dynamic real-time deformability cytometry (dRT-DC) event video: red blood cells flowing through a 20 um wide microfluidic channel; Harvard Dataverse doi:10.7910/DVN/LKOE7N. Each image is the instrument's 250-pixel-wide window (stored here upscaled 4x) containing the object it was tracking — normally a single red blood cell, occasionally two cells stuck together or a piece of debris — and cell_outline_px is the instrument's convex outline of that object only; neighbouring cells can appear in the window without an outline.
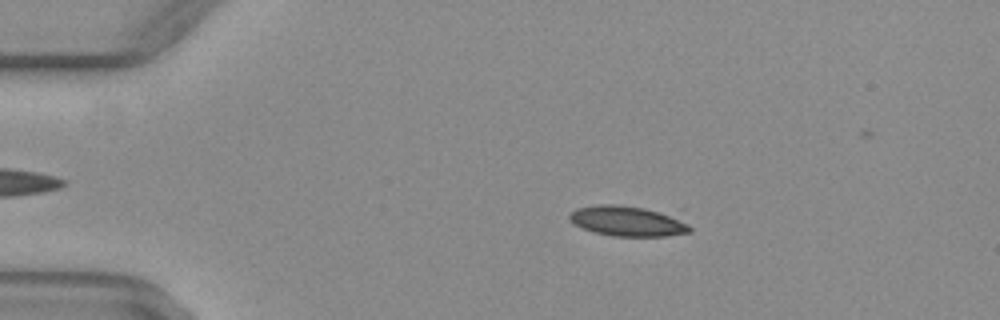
{"species": "common noctule bat (a hibernating species)", "species_latin": "Nyctalus noctula", "temperature_condition": "warm", "stored_images_in_passage": 39, "camera_frame_rate_fps": 3000, "um_per_image_px": 0.085, "animal": {"sex": "female", "body_mass_g": 29.2, "forearm_length_mm": 56.3}, "frame": {"image": 1, "passage_image": 8, "time_ms": 2.333, "image_size_px": [1000, 320], "cell_outline_px": [[692, 232], [664, 236], [612, 236], [596, 232], [584, 228], [576, 224], [568, 216], [576, 208], [596, 204], [620, 204], [684, 208], [692, 228]], "centroid_in_image_um": [53.74, 18.7], "position_along_channel_um": 31.3, "area_um2": 23.52}}
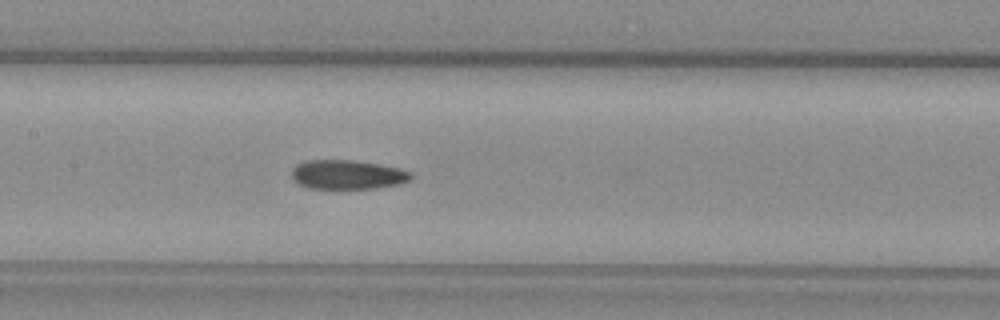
{"frame": {"image": 2, "passage_image": 23, "time_ms": 7.333, "image_size_px": [1000, 320], "cell_outline_px": [[412, 176], [408, 180], [400, 184], [376, 188], [308, 188], [296, 184], [292, 180], [292, 168], [296, 164], [308, 160], [352, 160], [380, 164], [400, 168], [412, 172]], "centroid_in_image_um": [29.51, 14.84], "position_along_channel_um": 177.9, "area_um2": 20.46}}
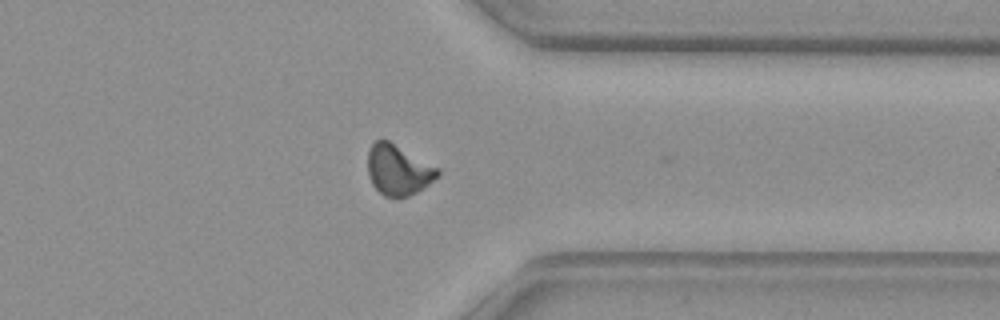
{"frame": {"image": 3, "passage_image": 38, "time_ms": 12.333, "image_size_px": [1000, 320], "cell_outline_px": [[440, 176], [416, 192], [408, 196], [384, 196], [372, 184], [368, 176], [368, 152], [372, 144], [376, 140], [388, 140], [440, 168]], "centroid_in_image_um": [33.86, 14.43], "position_along_channel_um": 377.5, "area_um2": 20.4}, "authors_computed_cell_mechanics": {"area_um2": 21.097, "velocity_mm_per_s": 4.08, "shape_relaxation_time_tau1_ms": null, "shape_relaxation_time_tau2_ms": 3.1198, "deformation_change_tau1": null, "deformation_change_tau2": 0.084}}